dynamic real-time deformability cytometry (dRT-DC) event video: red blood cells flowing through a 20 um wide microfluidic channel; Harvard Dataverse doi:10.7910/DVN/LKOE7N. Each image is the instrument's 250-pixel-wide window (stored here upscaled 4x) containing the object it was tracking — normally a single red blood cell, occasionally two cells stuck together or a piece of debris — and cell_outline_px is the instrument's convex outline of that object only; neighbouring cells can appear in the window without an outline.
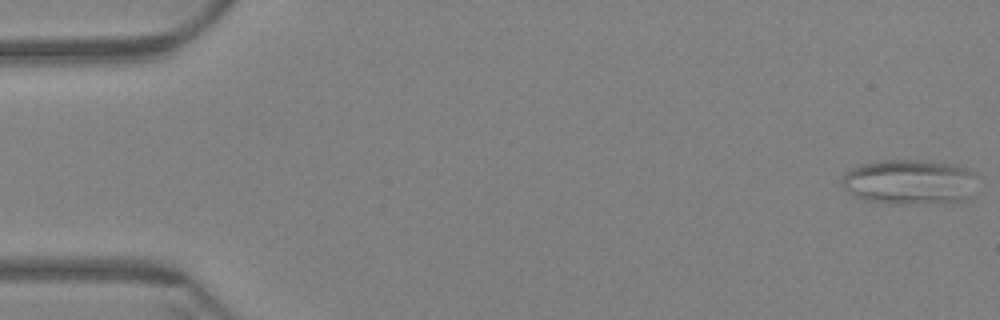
{"species": "Egyptian fruit bat (a non-hibernating species)", "species_latin": "Rousettus aegyptiacus", "temperature_condition": "warm", "stored_images_in_passage": 19, "camera_frame_rate_fps": 3000, "um_per_image_px": 0.085, "animal": {"sex": "female"}, "frame": {"image": 1, "passage_image": 1, "time_ms": 0.0, "image_size_px": [1000, 320], "cell_outline_px": [[976, 172], [972, 200], [900, 204], [888, 204], [868, 200], [848, 192], [844, 188], [840, 180], [848, 168], [860, 164], [880, 160], [924, 160], [952, 164], [968, 168]], "centroid_in_image_um": [77.32, 15.45], "position_along_channel_um": 7.7, "area_um2": 35.95}}
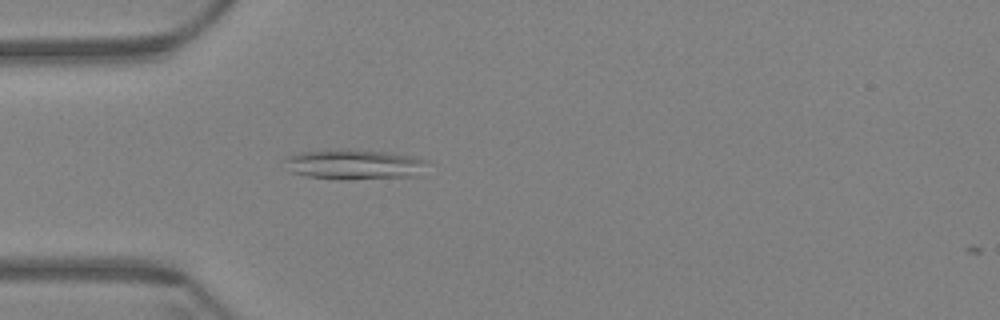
{"frame": {"image": 2, "passage_image": 18, "time_ms": 5.667, "image_size_px": [1000, 320], "cell_outline_px": [[428, 160], [420, 176], [344, 180], [340, 180], [304, 176], [288, 172], [284, 160], [284, 156], [300, 152], [332, 148], [352, 148], [384, 152], [412, 156]], "centroid_in_image_um": [30.04, 13.97], "position_along_channel_um": 55.0, "area_um2": 25.89}}